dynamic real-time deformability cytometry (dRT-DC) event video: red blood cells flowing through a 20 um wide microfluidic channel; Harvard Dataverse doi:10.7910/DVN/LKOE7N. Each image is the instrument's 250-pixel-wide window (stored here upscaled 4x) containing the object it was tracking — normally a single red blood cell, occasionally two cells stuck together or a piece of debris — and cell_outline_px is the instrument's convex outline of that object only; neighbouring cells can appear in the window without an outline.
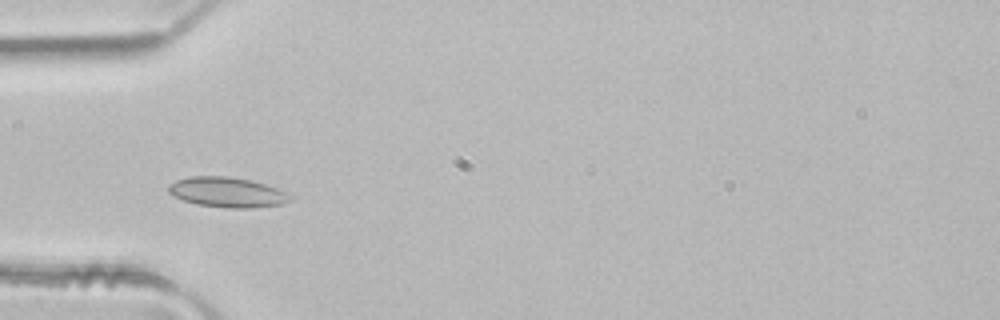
{"species": "common noctule bat (a hibernating species)", "species_latin": "Nyctalus noctula", "temperature_condition": "room temperature", "stored_images_in_passage": 3, "camera_frame_rate_fps": 3000, "um_per_image_px": 0.085, "animal": {"sex": "male", "body_mass_g": 21.5, "forearm_length_mm": 52.0}, "frame": {"image": 1, "passage_image": 2, "time_ms": 0.333, "image_size_px": [1000, 320], "cell_outline_px": [[292, 200], [284, 204], [252, 208], [228, 208], [196, 204], [172, 196], [168, 192], [168, 184], [176, 180], [192, 176], [228, 176], [252, 180], [288, 192], [292, 196]], "centroid_in_image_um": [19.33, 16.34], "position_along_channel_um": 65.7, "area_um2": 21.56}}
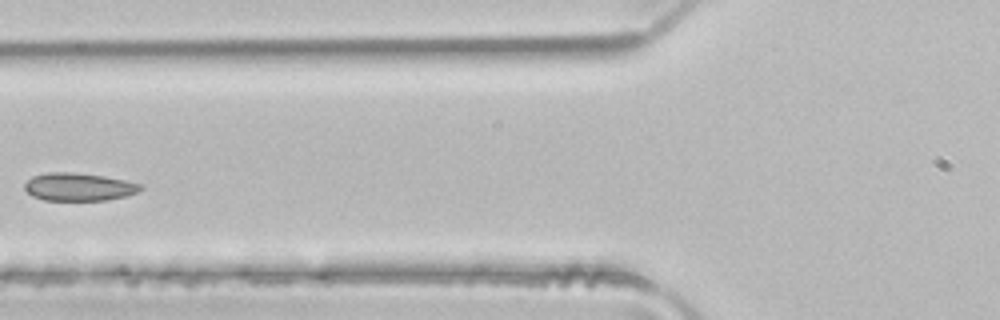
{"frame": {"image": 2, "passage_image": 3, "time_ms": 0.667, "image_size_px": [1000, 320], "cell_outline_px": [[144, 188], [136, 192], [124, 196], [108, 200], [44, 200], [32, 196], [24, 188], [24, 184], [32, 176], [48, 172], [72, 172], [104, 176], [124, 180], [140, 184]], "centroid_in_image_um": [6.67, 15.88], "position_along_channel_um": 119.1, "area_um2": 18.73}}